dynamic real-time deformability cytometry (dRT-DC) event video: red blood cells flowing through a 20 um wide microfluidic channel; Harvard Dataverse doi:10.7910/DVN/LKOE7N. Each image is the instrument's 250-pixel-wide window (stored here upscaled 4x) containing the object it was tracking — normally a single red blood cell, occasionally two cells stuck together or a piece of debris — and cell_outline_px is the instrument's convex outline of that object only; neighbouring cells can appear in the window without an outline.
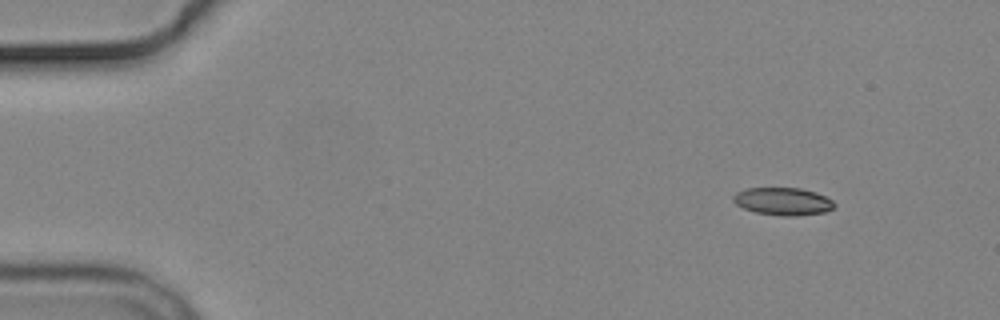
{"species": "common noctule bat (a hibernating species)", "species_latin": "Nyctalus noctula", "temperature_condition": "cold", "stored_images_in_passage": 4, "camera_frame_rate_fps": 3000, "um_per_image_px": 0.085, "animal": {"sex": "male", "body_mass_g": 19.2, "forearm_length_mm": 51.8}, "frame": {"image": 1, "passage_image": 1, "time_ms": 0.0, "image_size_px": [1000, 320], "cell_outline_px": [[836, 204], [832, 208], [824, 212], [796, 216], [780, 216], [756, 212], [744, 208], [736, 204], [732, 200], [732, 196], [736, 192], [748, 188], [800, 188], [816, 192], [832, 200]], "centroid_in_image_um": [66.54, 17.11], "position_along_channel_um": 18.5, "area_um2": 16.24}}
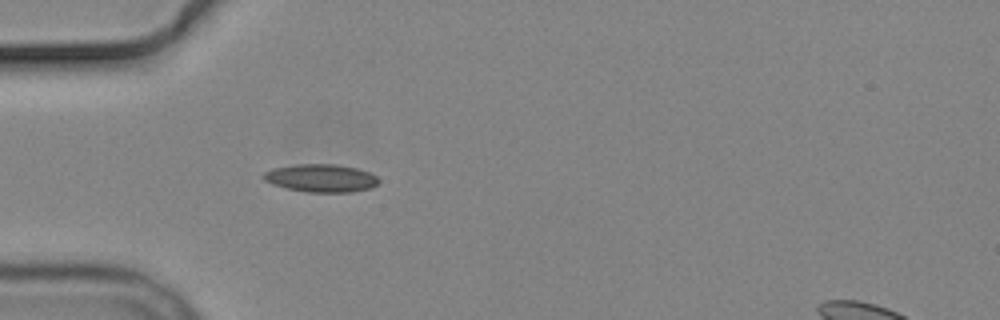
{"frame": {"image": 2, "passage_image": 4, "time_ms": 3.667, "image_size_px": [1000, 320], "cell_outline_px": [[380, 180], [372, 188], [352, 192], [308, 192], [288, 188], [272, 184], [264, 180], [264, 172], [272, 168], [296, 164], [336, 164], [356, 168], [368, 172], [376, 176]], "centroid_in_image_um": [27.3, 15.13], "position_along_channel_um": 57.7, "area_um2": 18.67}}